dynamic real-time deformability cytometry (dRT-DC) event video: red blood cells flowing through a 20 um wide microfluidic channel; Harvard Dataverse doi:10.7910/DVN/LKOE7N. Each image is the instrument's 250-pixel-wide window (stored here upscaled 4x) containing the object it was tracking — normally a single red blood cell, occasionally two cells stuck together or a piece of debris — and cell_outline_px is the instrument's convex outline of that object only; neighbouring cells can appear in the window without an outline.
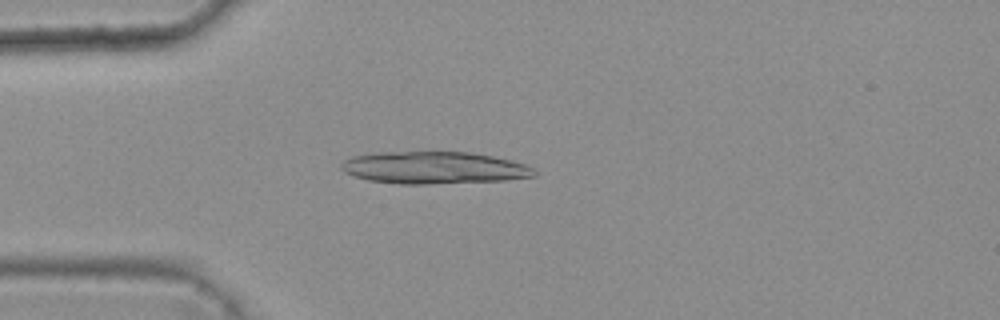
{"species": "common noctule bat (a hibernating species)", "species_latin": "Nyctalus noctula", "temperature_condition": "warm", "stored_images_in_passage": 42, "camera_frame_rate_fps": 3000, "um_per_image_px": 0.085, "animal": {"sex": "female", "body_mass_g": 25.1}, "frame": {"image": 1, "passage_image": 13, "time_ms": 4.0, "image_size_px": [1000, 320], "cell_outline_px": [[536, 176], [504, 180], [428, 184], [400, 184], [368, 180], [352, 176], [344, 172], [340, 168], [340, 164], [344, 160], [352, 156], [380, 152], [472, 152], [512, 160], [524, 164], [532, 168], [536, 172]], "centroid_in_image_um": [36.85, 14.26], "position_along_channel_um": 48.1, "area_um2": 36.3}}